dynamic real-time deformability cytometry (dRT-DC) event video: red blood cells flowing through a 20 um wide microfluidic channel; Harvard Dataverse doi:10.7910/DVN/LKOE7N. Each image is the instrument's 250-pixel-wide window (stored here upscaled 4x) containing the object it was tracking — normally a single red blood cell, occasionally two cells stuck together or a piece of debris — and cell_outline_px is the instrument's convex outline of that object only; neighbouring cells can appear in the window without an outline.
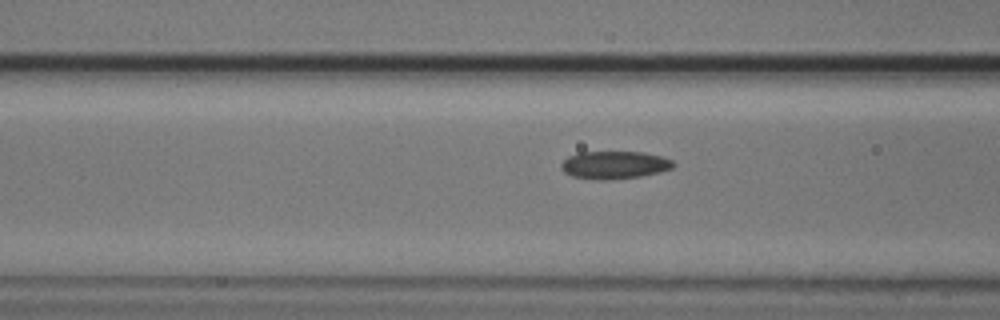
{"species": "common noctule bat (a hibernating species)", "species_latin": "Nyctalus noctula", "temperature_condition": "cold", "stored_images_in_passage": 20, "camera_frame_rate_fps": 3000, "um_per_image_px": 0.085, "animal": {"sex": "male", "body_mass_g": 20.5, "forearm_length_mm": 52.5}, "frame": {"image": 1, "passage_image": 17, "time_ms": 5.333, "image_size_px": [1000, 320], "cell_outline_px": [[676, 164], [672, 168], [660, 172], [640, 176], [608, 180], [600, 180], [572, 176], [564, 172], [560, 168], [560, 164], [568, 156], [580, 152], [644, 152], [660, 156], [672, 160]], "centroid_in_image_um": [52.22, 14.02], "position_along_channel_um": 114.4, "area_um2": 18.15}}